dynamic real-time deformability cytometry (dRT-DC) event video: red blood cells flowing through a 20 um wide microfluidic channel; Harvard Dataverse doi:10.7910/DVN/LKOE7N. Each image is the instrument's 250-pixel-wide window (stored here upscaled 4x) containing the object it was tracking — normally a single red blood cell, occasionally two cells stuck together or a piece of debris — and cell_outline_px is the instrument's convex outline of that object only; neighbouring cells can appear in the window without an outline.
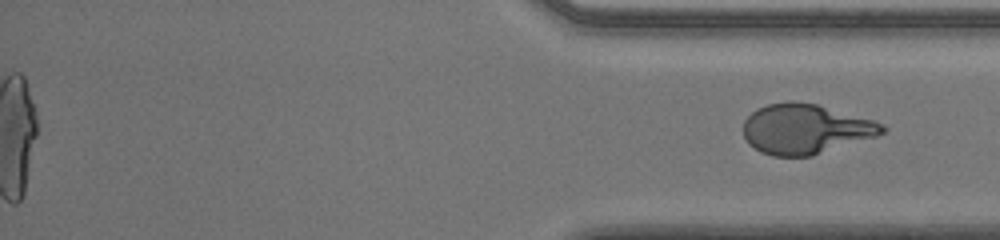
{"species": "human", "species_latin": "Homo sapiens", "temperature_condition": "room temperature", "stored_images_in_passage": 35, "segment_of_instrument_passage": [2, 2], "camera_frame_rate_fps": 3000, "um_per_image_px": 0.085, "donor": {"sex": "male"}, "frame": {"image": 1, "passage_image": 35, "time_ms": 11.333, "image_size_px": [1000, 240], "cell_outline_px": [[888, 128], [884, 132], [876, 136], [812, 156], [772, 156], [760, 152], [748, 144], [744, 136], [744, 120], [756, 108], [768, 104], [788, 100], [792, 100], [816, 104], [872, 120], [884, 124]], "centroid_in_image_um": [68.43, 10.96], "position_along_channel_um": 366.8, "area_um2": 40.4}}